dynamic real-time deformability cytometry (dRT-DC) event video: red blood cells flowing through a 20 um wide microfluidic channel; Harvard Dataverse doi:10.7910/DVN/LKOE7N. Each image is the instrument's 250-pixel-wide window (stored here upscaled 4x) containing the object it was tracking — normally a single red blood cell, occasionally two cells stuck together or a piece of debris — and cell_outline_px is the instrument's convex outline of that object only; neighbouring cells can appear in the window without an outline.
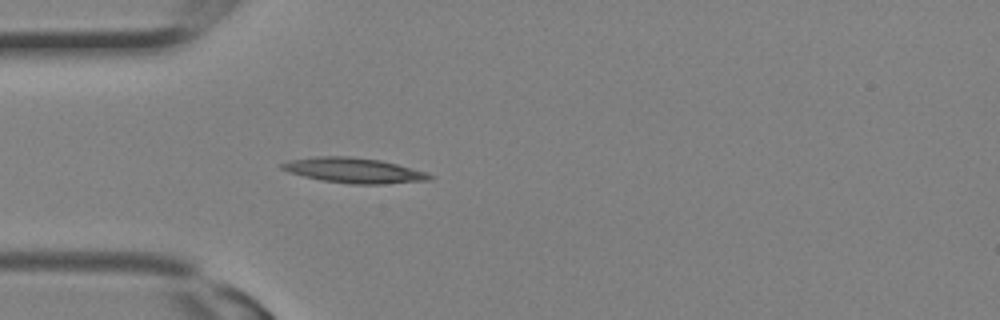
{"species": "Egyptian fruit bat (a non-hibernating species)", "species_latin": "Rousettus aegyptiacus", "temperature_condition": "room temperature", "stored_images_in_passage": 4, "camera_frame_rate_fps": 3000, "um_per_image_px": 0.085, "animal": {"sex": "female"}, "frame": {"image": 1, "passage_image": 2, "time_ms": 0.333, "image_size_px": [1000, 320], "cell_outline_px": [[436, 176], [432, 180], [384, 184], [352, 184], [320, 180], [288, 172], [280, 168], [280, 164], [288, 160], [316, 156], [348, 156], [380, 160], [428, 172]], "centroid_in_image_um": [30.1, 14.49], "position_along_channel_um": 54.9, "area_um2": 21.85}}
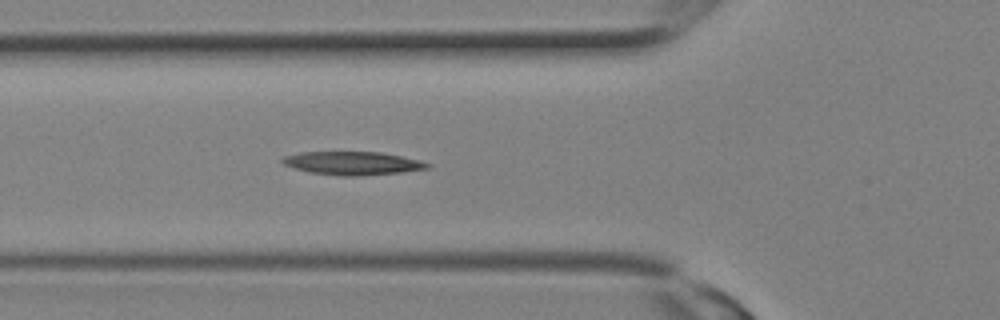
{"frame": {"image": 2, "passage_image": 4, "time_ms": 1.0, "image_size_px": [1000, 320], "cell_outline_px": [[432, 168], [404, 172], [360, 176], [340, 176], [308, 172], [284, 164], [280, 160], [284, 156], [300, 152], [380, 152], [420, 160], [432, 164]], "centroid_in_image_um": [30.02, 13.88], "position_along_channel_um": 95.8, "area_um2": 19.83}}